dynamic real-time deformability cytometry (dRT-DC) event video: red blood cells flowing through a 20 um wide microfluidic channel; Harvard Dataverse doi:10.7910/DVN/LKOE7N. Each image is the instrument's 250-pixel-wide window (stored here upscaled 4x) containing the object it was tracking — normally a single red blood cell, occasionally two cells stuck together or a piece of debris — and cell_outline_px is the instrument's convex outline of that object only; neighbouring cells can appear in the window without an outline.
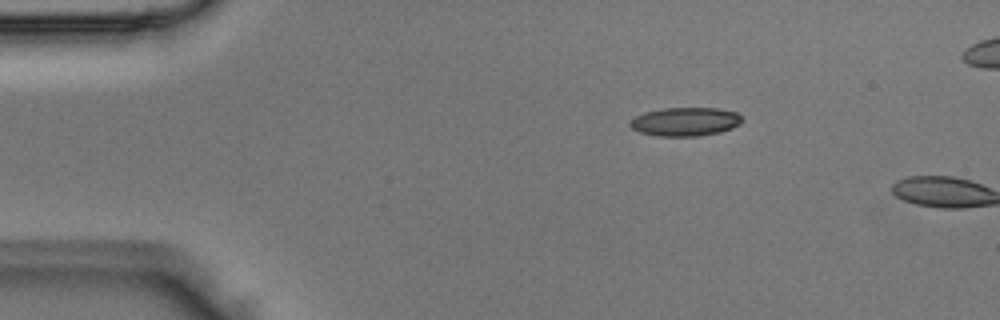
{"species": "Egyptian fruit bat (a non-hibernating species)", "species_latin": "Rousettus aegyptiacus", "temperature_condition": "room temperature", "stored_images_in_passage": 2, "camera_frame_rate_fps": 3000, "um_per_image_px": 0.085, "animal": {"sex": "male"}, "frame": {"image": 1, "passage_image": 1, "time_ms": 0.0, "image_size_px": [1000, 320], "cell_outline_px": [[744, 120], [740, 124], [732, 128], [720, 132], [696, 136], [656, 136], [640, 132], [632, 128], [628, 124], [628, 120], [644, 112], [664, 108], [720, 108], [736, 112]], "centroid_in_image_um": [58.23, 10.34], "position_along_channel_um": 26.8, "area_um2": 18.84}}